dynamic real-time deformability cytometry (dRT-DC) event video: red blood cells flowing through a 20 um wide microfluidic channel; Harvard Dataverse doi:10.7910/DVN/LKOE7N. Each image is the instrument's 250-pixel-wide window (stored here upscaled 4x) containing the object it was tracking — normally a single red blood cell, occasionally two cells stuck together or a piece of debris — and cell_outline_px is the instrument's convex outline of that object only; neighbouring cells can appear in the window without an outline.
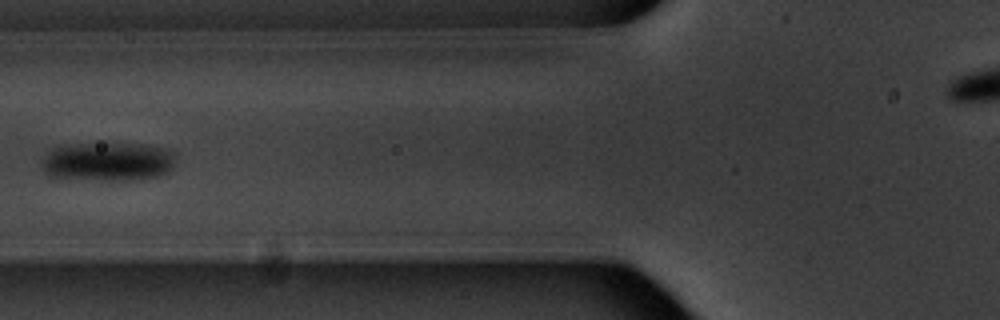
{"species": "common noctule bat (a hibernating species)", "species_latin": "Nyctalus noctula", "temperature_condition": "warm", "stored_images_in_passage": 6, "camera_frame_rate_fps": 3000, "um_per_image_px": 0.085, "animal": {"sex": "male", "body_mass_g": 20.1, "forearm_length_mm": 53.5}, "frame": {"image": 1, "passage_image": 3, "time_ms": 2.333, "image_size_px": [1000, 320], "cell_outline_px": [[176, 152], [172, 168], [168, 172], [160, 176], [140, 180], [100, 180], [52, 176], [44, 172], [40, 164], [44, 156], [52, 148], [68, 144], [144, 144], [168, 148]], "centroid_in_image_um": [9.22, 13.73], "position_along_channel_um": 116.6, "area_um2": 30.63}}